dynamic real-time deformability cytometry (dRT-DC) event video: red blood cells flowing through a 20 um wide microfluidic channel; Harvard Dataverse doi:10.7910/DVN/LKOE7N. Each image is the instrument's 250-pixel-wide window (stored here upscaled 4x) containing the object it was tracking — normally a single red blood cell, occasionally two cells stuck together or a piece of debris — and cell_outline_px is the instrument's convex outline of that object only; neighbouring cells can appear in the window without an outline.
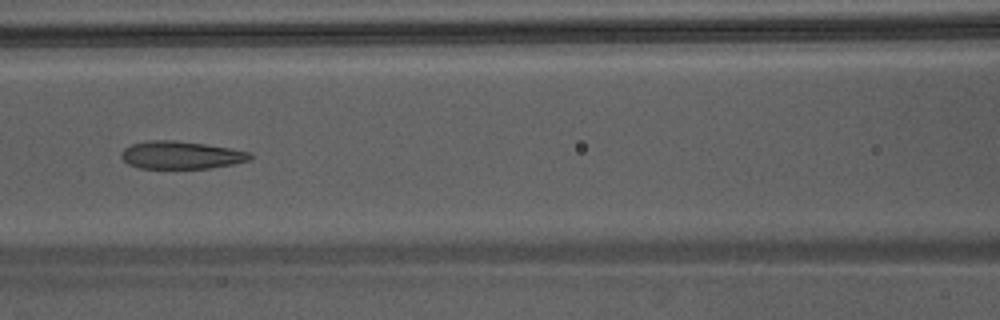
{"species": "Egyptian fruit bat (a non-hibernating species)", "species_latin": "Rousettus aegyptiacus", "temperature_condition": "warm", "stored_images_in_passage": 38, "camera_frame_rate_fps": 3000, "um_per_image_px": 0.085, "animal": {"sex": "male"}, "frame": {"image": 1, "passage_image": 13, "time_ms": 4.0, "image_size_px": [1000, 320], "cell_outline_px": [[252, 156], [248, 160], [232, 164], [208, 168], [140, 168], [128, 164], [120, 156], [120, 152], [124, 148], [132, 144], [148, 140], [172, 140], [204, 144], [252, 152]], "centroid_in_image_um": [15.35, 13.18], "position_along_channel_um": 151.3, "area_um2": 20.63}}
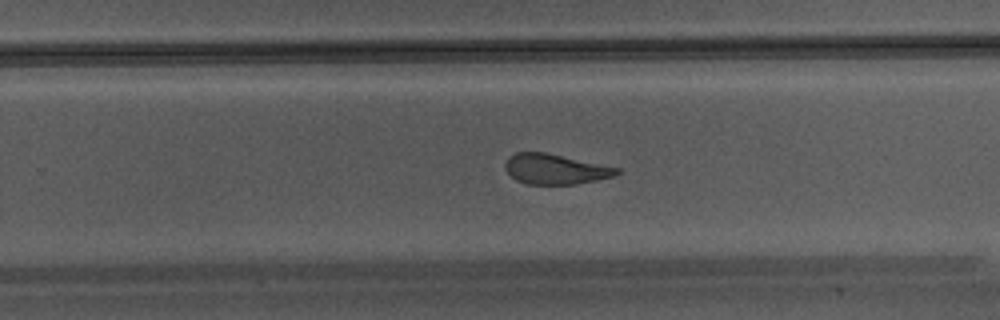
{"frame": {"image": 2, "passage_image": 22, "time_ms": 7.0, "image_size_px": [1000, 320], "cell_outline_px": [[620, 172], [616, 176], [576, 184], [528, 184], [516, 180], [504, 168], [504, 164], [508, 156], [516, 152], [544, 152], [620, 168]], "centroid_in_image_um": [47.19, 14.37], "position_along_channel_um": 282.6, "area_um2": 19.59}}
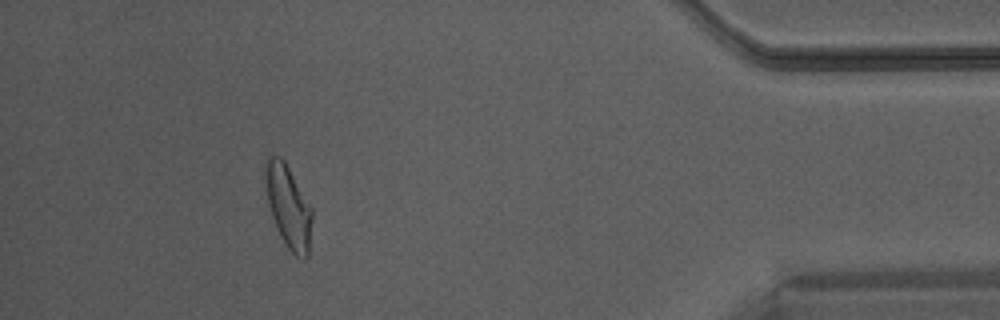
{"frame": {"image": 3, "passage_image": 34, "time_ms": 11.0, "image_size_px": [1000, 320], "cell_outline_px": [[312, 216], [308, 256], [304, 260], [296, 256], [284, 244], [280, 236], [272, 216], [268, 204], [264, 176], [264, 168], [268, 160], [272, 156], [280, 156], [284, 160], [312, 208]], "centroid_in_image_um": [24.51, 17.58], "position_along_channel_um": 410.7, "area_um2": 22.31}}